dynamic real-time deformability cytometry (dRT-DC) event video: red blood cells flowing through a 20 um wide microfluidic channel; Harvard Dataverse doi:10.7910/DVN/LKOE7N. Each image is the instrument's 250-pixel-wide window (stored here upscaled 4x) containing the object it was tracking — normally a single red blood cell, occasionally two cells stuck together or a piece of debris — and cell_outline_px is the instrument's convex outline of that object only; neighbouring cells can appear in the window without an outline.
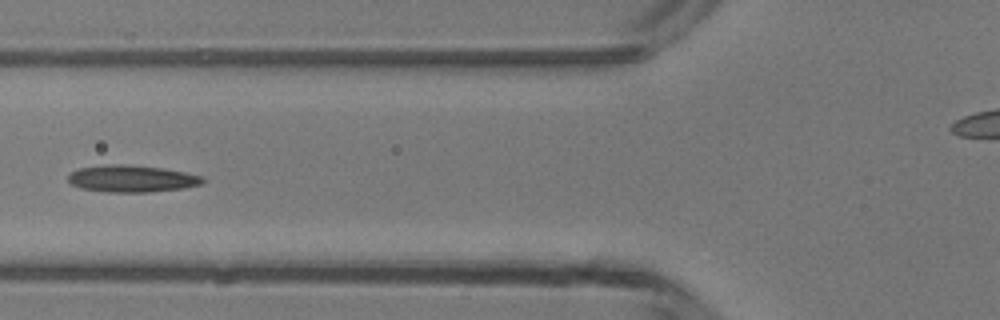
{"species": "common noctule bat (a hibernating species)", "species_latin": "Nyctalus noctula", "temperature_condition": "room temperature", "stored_images_in_passage": 7, "segment_of_instrument_passage": [1, 2], "camera_frame_rate_fps": 3000, "um_per_image_px": 0.085, "animal": {"sex": "male", "body_mass_g": 13.3}, "frame": {"image": 1, "passage_image": 6, "time_ms": 6.0, "image_size_px": [1000, 320], "cell_outline_px": [[204, 184], [184, 188], [148, 192], [108, 192], [80, 188], [72, 184], [68, 180], [68, 176], [72, 172], [80, 168], [104, 164], [124, 164], [164, 168], [204, 176]], "centroid_in_image_um": [11.23, 15.18], "position_along_channel_um": 114.6, "area_um2": 21.21}}